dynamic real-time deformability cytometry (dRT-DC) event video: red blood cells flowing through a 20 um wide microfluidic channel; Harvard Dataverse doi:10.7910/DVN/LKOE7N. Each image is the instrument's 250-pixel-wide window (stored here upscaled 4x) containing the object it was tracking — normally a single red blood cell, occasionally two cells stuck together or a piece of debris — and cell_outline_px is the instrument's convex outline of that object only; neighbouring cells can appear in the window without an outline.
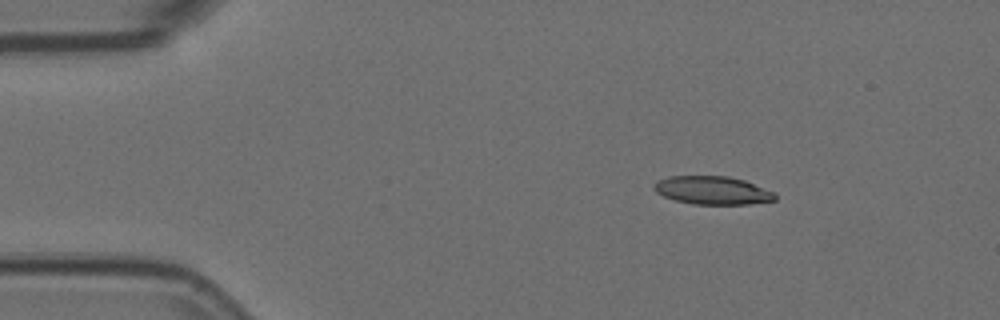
{"species": "Egyptian fruit bat (a non-hibernating species)", "species_latin": "Rousettus aegyptiacus", "temperature_condition": "room temperature", "stored_images_in_passage": 6, "camera_frame_rate_fps": 3000, "um_per_image_px": 0.085, "animal": {"sex": "female"}, "frame": {"image": 1, "passage_image": 2, "time_ms": 0.333, "image_size_px": [1000, 320], "cell_outline_px": [[776, 200], [748, 204], [692, 204], [676, 200], [664, 196], [656, 192], [652, 188], [656, 180], [668, 176], [728, 176], [744, 180], [776, 192]], "centroid_in_image_um": [60.56, 16.17], "position_along_channel_um": 24.4, "area_um2": 20.0}}
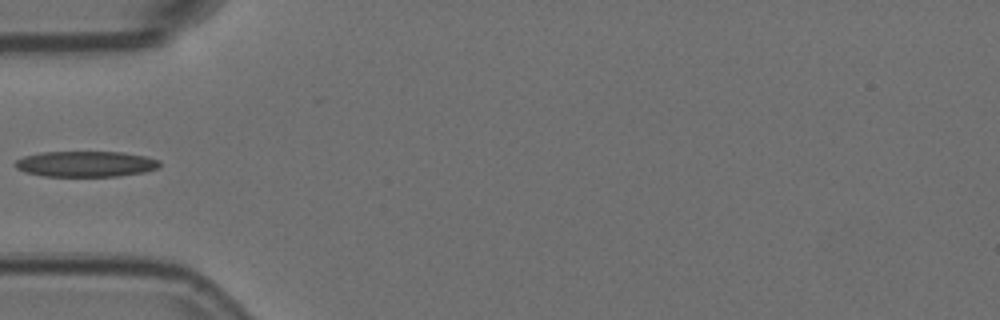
{"frame": {"image": 2, "passage_image": 5, "time_ms": 1.333, "image_size_px": [1000, 320], "cell_outline_px": [[160, 168], [144, 172], [120, 176], [44, 176], [24, 172], [16, 168], [12, 164], [16, 160], [24, 156], [40, 152], [120, 152], [144, 156], [160, 160]], "centroid_in_image_um": [7.27, 13.94], "position_along_channel_um": 77.7, "area_um2": 21.79}}
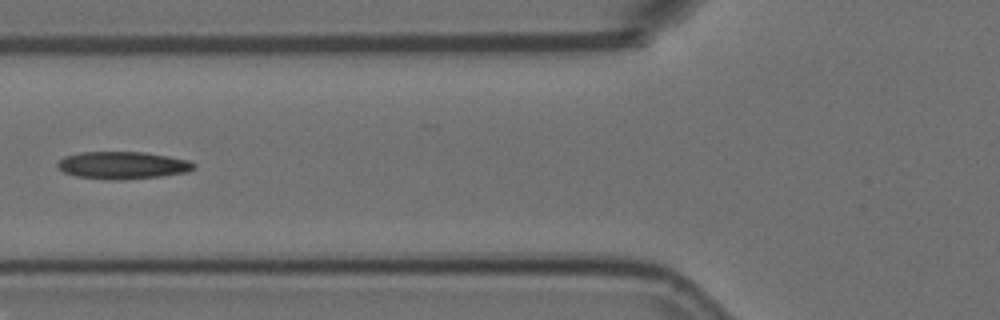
{"frame": {"image": 3, "passage_image": 6, "time_ms": 1.667, "image_size_px": [1000, 320], "cell_outline_px": [[196, 168], [188, 172], [160, 176], [124, 180], [112, 180], [76, 176], [64, 172], [56, 164], [64, 156], [80, 152], [144, 152], [168, 156], [188, 160], [196, 164]], "centroid_in_image_um": [10.45, 14.05], "position_along_channel_um": 115.4, "area_um2": 21.79}}